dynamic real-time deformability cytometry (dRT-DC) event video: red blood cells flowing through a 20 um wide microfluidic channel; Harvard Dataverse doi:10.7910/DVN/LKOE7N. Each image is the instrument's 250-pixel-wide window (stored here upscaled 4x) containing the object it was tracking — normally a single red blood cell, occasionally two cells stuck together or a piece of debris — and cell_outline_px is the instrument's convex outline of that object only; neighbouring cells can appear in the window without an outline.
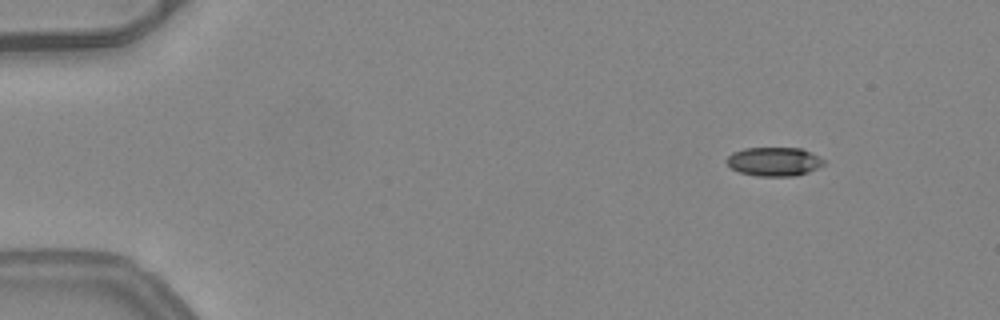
{"species": "common noctule bat (a hibernating species)", "species_latin": "Nyctalus noctula", "temperature_condition": "warm", "stored_images_in_passage": 46, "camera_frame_rate_fps": 3000, "um_per_image_px": 0.085, "animal": {"sex": "female", "body_mass_g": 24.6, "forearm_length_mm": 56.2}, "frame": {"image": 1, "passage_image": 1, "time_ms": 0.0, "image_size_px": [1000, 320], "cell_outline_px": [[824, 164], [808, 172], [796, 176], [756, 176], [740, 172], [732, 168], [724, 160], [732, 152], [744, 148], [800, 148], [824, 160]], "centroid_in_image_um": [65.74, 13.74], "position_along_channel_um": 19.3, "area_um2": 16.18}}
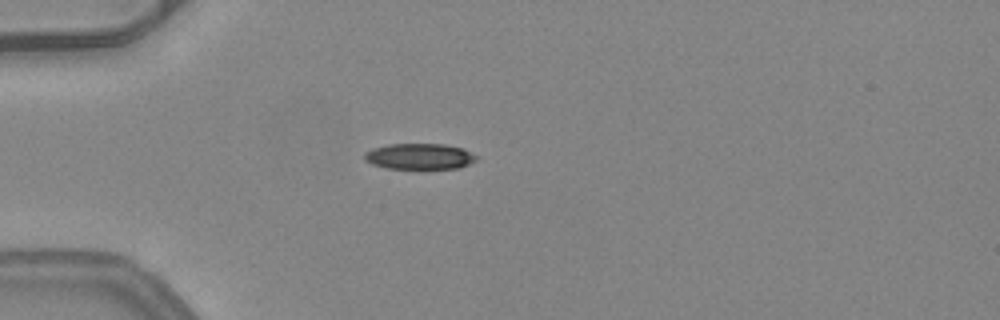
{"frame": {"image": 2, "passage_image": 10, "time_ms": 3.0, "image_size_px": [1000, 320], "cell_outline_px": [[476, 160], [460, 168], [384, 168], [372, 164], [364, 160], [364, 152], [372, 148], [388, 144], [444, 144], [464, 148], [476, 156]], "centroid_in_image_um": [35.62, 13.28], "position_along_channel_um": 49.4, "area_um2": 16.88}}
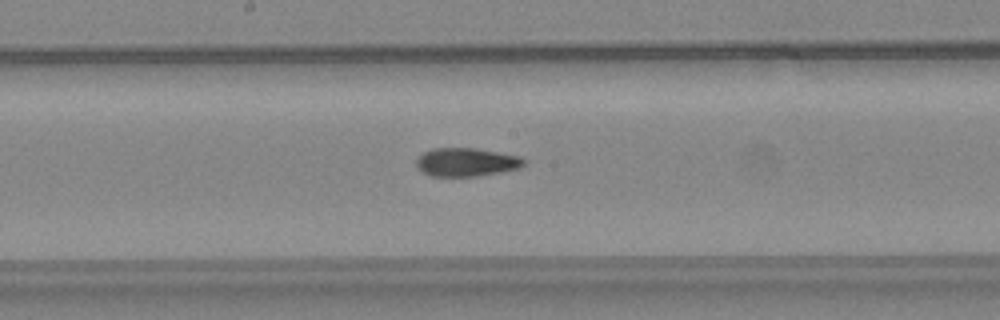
{"frame": {"image": 3, "passage_image": 23, "time_ms": 7.333, "image_size_px": [1000, 320], "cell_outline_px": [[528, 160], [520, 168], [500, 172], [476, 176], [432, 176], [424, 172], [416, 164], [416, 160], [424, 152], [432, 148], [476, 148], [520, 156]], "centroid_in_image_um": [39.69, 13.77], "position_along_channel_um": 208.5, "area_um2": 17.74}, "authors_computed_cell_mechanics": {"area_um2": 17.6001, "velocity_mm_per_s": 4.0951, "shape_relaxation_time_tau1_ms": null, "shape_relaxation_time_tau2_ms": 2.6902, "deformation_change_tau1": null, "deformation_change_tau2": 0.1021}}